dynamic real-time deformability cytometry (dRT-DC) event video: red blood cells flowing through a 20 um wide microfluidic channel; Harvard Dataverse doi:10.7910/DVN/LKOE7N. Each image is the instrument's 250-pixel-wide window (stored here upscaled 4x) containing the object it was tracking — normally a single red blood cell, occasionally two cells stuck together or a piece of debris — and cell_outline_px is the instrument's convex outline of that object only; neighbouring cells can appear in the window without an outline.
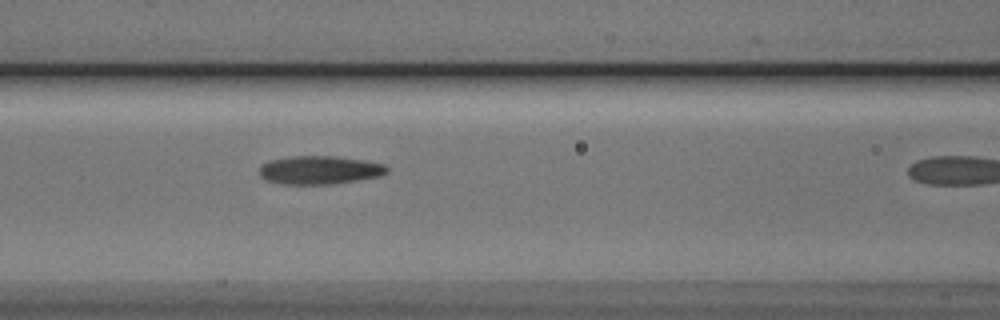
{"species": "Egyptian fruit bat (a non-hibernating species)", "species_latin": "Rousettus aegyptiacus", "temperature_condition": "cold", "stored_images_in_passage": 11, "camera_frame_rate_fps": 3000, "um_per_image_px": 0.085, "animal": {"sex": "male"}, "frame": {"image": 1, "passage_image": 10, "time_ms": 3.0, "image_size_px": [1000, 320], "cell_outline_px": [[388, 172], [380, 176], [332, 184], [288, 184], [268, 180], [260, 176], [260, 164], [268, 160], [292, 156], [336, 156], [364, 160], [384, 164], [388, 168]], "centroid_in_image_um": [27.17, 14.44], "position_along_channel_um": 139.4, "area_um2": 21.04}}